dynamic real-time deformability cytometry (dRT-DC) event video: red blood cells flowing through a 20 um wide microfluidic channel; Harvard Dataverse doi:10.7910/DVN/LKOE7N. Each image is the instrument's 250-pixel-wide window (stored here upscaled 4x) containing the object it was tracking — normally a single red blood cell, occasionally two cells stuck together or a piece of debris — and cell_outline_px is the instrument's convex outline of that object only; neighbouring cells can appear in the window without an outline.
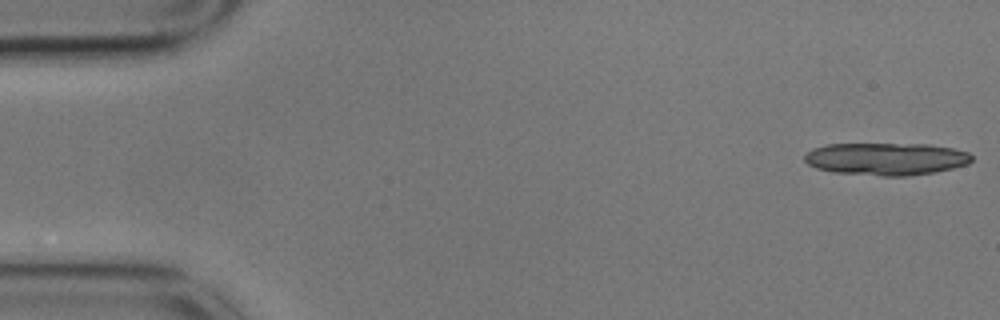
{"species": "common noctule bat (a hibernating species)", "species_latin": "Nyctalus noctula", "temperature_condition": "cold", "stored_images_in_passage": 14, "camera_frame_rate_fps": 3000, "um_per_image_px": 0.085, "animal": {"sex": "male", "body_mass_g": 17.9}, "frame": {"image": 1, "passage_image": 1, "time_ms": 0.0, "image_size_px": [1000, 320], "cell_outline_px": [[972, 160], [968, 164], [936, 172], [908, 176], [880, 176], [832, 172], [816, 168], [808, 164], [804, 160], [804, 156], [812, 148], [828, 144], [928, 144], [952, 148], [968, 152], [972, 156]], "centroid_in_image_um": [75.31, 13.51], "position_along_channel_um": 9.7, "area_um2": 31.79}}